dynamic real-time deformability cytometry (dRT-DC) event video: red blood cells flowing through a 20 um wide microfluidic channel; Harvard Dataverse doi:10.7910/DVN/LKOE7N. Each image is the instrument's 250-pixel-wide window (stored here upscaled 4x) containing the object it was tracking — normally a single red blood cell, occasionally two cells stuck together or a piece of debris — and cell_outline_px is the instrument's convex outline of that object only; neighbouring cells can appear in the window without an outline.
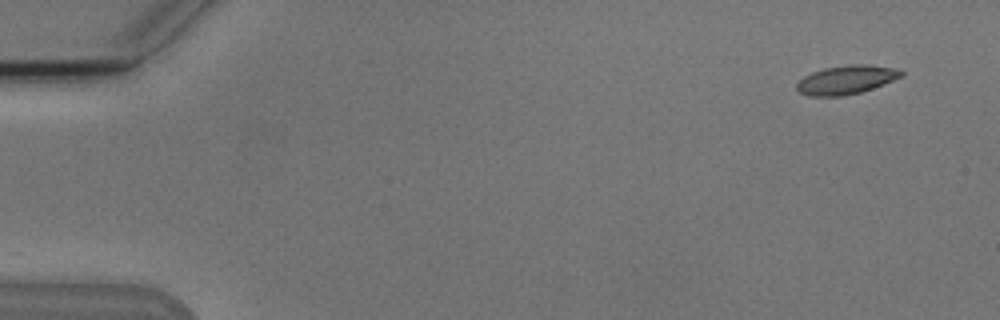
{"species": "Egyptian fruit bat (a non-hibernating species)", "species_latin": "Rousettus aegyptiacus", "temperature_condition": "cold", "stored_images_in_passage": 5, "camera_frame_rate_fps": 3000, "um_per_image_px": 0.085, "animal": {"sex": "male"}, "frame": {"image": 1, "passage_image": 1, "time_ms": 0.0, "image_size_px": [1000, 320], "cell_outline_px": [[904, 76], [872, 88], [860, 92], [844, 96], [808, 96], [800, 92], [796, 88], [796, 84], [804, 76], [812, 72], [824, 68], [848, 64], [868, 64], [900, 68], [904, 72]], "centroid_in_image_um": [71.97, 6.76], "position_along_channel_um": 13.0, "area_um2": 17.69}}
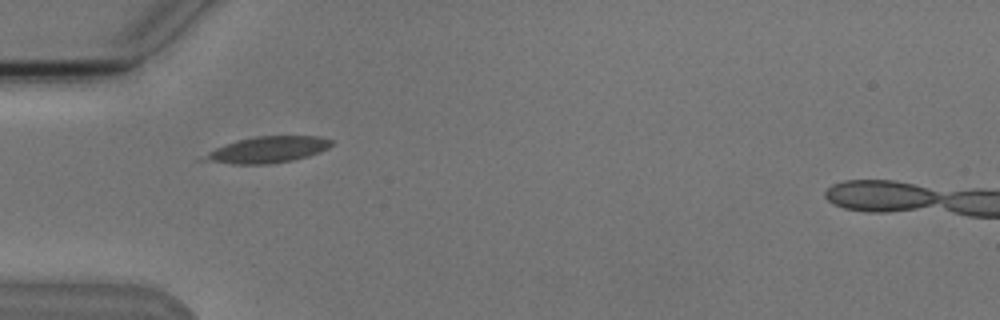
{"frame": {"image": 2, "passage_image": 4, "time_ms": 4.667, "image_size_px": [1000, 320], "cell_outline_px": [[332, 144], [328, 148], [320, 152], [308, 156], [292, 160], [268, 164], [232, 164], [196, 160], [196, 156], [224, 144], [236, 140], [256, 136], [320, 136], [332, 140]], "centroid_in_image_um": [22.62, 12.73], "position_along_channel_um": 62.4, "area_um2": 19.94}}